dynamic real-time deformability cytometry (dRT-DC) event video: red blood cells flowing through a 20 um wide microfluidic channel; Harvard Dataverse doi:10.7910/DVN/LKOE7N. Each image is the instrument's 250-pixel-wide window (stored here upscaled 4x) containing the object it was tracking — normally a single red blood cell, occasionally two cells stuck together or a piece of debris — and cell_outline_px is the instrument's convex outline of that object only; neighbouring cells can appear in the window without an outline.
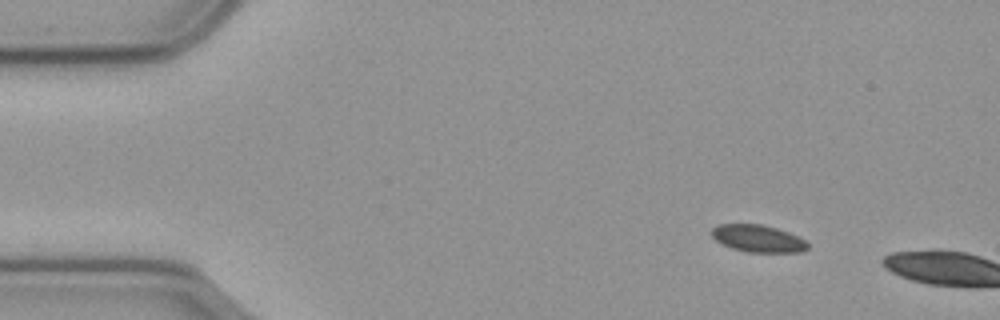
{"species": "common noctule bat (a hibernating species)", "species_latin": "Nyctalus noctula", "temperature_condition": "cold", "stored_images_in_passage": 4, "camera_frame_rate_fps": 3000, "um_per_image_px": 0.085, "animal": {"sex": "male", "body_mass_g": 23.1, "forearm_length_mm": 52.7}, "frame": {"image": 1, "passage_image": 1, "time_ms": 0.0, "image_size_px": [1000, 320], "cell_outline_px": [[808, 248], [800, 252], [748, 252], [732, 248], [716, 240], [712, 236], [712, 228], [716, 224], [760, 224], [776, 228], [788, 232], [804, 240], [808, 244]], "centroid_in_image_um": [64.41, 20.27], "position_along_channel_um": 20.6, "area_um2": 15.03}}